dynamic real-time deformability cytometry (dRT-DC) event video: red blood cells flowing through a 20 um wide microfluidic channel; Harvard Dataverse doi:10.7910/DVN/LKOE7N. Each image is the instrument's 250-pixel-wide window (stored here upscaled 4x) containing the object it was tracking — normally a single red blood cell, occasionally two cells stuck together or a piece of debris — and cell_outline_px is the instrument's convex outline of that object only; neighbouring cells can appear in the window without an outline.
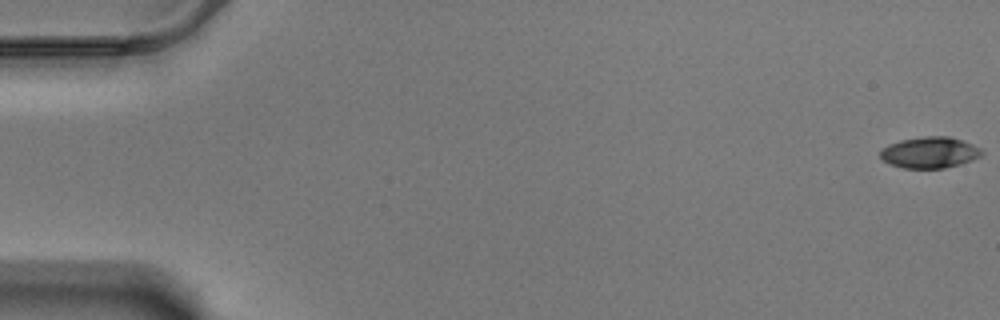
{"species": "Egyptian fruit bat (a non-hibernating species)", "species_latin": "Rousettus aegyptiacus", "temperature_condition": "warm", "stored_images_in_passage": 15, "camera_frame_rate_fps": 3000, "um_per_image_px": 0.085, "animal": {"sex": "male"}, "frame": {"image": 1, "passage_image": 1, "time_ms": 0.0, "image_size_px": [1000, 320], "cell_outline_px": [[984, 152], [980, 156], [972, 160], [960, 164], [944, 168], [904, 168], [892, 164], [884, 160], [880, 156], [880, 152], [888, 144], [900, 140], [924, 136], [948, 136], [972, 144], [980, 148]], "centroid_in_image_um": [79.04, 12.96], "position_along_channel_um": 6.0, "area_um2": 18.26}}
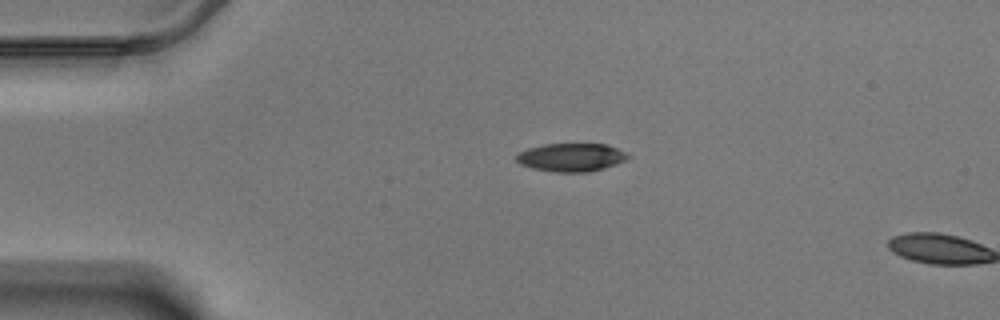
{"frame": {"image": 2, "passage_image": 14, "time_ms": 4.333, "image_size_px": [1000, 320], "cell_outline_px": [[632, 156], [628, 160], [604, 168], [588, 172], [556, 172], [532, 168], [520, 164], [516, 160], [516, 156], [520, 152], [528, 148], [544, 144], [608, 144]], "centroid_in_image_um": [48.58, 13.37], "position_along_channel_um": 36.4, "area_um2": 18.38}}